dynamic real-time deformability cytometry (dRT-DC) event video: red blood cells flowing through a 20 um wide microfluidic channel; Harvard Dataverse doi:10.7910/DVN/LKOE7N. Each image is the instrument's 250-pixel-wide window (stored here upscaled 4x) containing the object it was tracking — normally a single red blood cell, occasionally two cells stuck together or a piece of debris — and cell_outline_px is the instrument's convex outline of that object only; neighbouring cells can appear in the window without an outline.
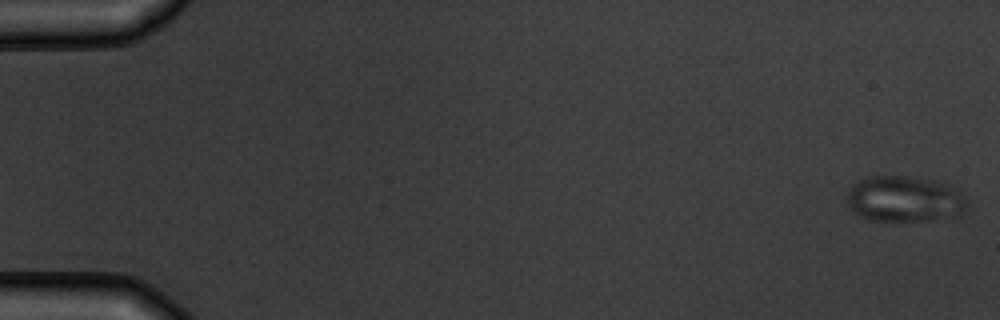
{"species": "common noctule bat (a hibernating species)", "species_latin": "Nyctalus noctula", "temperature_condition": "warm", "stored_images_in_passage": 6, "camera_frame_rate_fps": 3000, "um_per_image_px": 0.085, "animal": {"sex": "male", "body_mass_g": 19.5, "forearm_length_mm": 54.6}, "frame": {"image": 1, "passage_image": 1, "time_ms": 0.0, "image_size_px": [1000, 320], "cell_outline_px": [[968, 208], [960, 216], [924, 220], [868, 220], [852, 212], [844, 196], [848, 188], [856, 180], [868, 176], [904, 176], [936, 180], [948, 184], [960, 192], [968, 200]], "centroid_in_image_um": [76.86, 16.9], "position_along_channel_um": 8.1, "area_um2": 32.77}}